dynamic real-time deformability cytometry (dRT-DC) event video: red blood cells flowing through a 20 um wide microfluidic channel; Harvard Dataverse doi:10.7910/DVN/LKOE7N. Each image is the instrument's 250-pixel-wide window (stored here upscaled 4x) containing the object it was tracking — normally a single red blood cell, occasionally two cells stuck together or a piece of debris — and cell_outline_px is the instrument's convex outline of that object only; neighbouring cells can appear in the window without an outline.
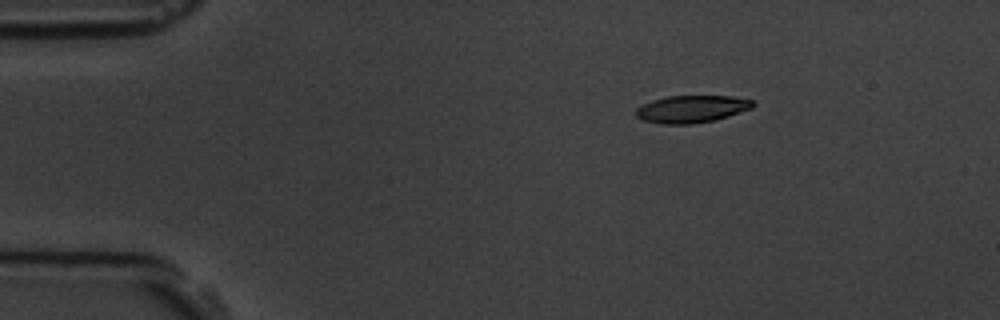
{"species": "common noctule bat (a hibernating species)", "species_latin": "Nyctalus noctula", "temperature_condition": "room temperature", "stored_images_in_passage": 4, "segment_of_instrument_passage": [1, 2], "camera_frame_rate_fps": 3000, "um_per_image_px": 0.085, "animal": {"sex": "male", "body_mass_g": 19.5, "forearm_length_mm": 54.6}, "frame": {"image": 1, "passage_image": 1, "time_ms": 0.0, "image_size_px": [1000, 320], "cell_outline_px": [[756, 104], [752, 108], [716, 120], [692, 124], [660, 124], [644, 120], [636, 116], [636, 108], [652, 100], [668, 96], [732, 96], [752, 100]], "centroid_in_image_um": [58.8, 9.27], "position_along_channel_um": 26.2, "area_um2": 18.61}}